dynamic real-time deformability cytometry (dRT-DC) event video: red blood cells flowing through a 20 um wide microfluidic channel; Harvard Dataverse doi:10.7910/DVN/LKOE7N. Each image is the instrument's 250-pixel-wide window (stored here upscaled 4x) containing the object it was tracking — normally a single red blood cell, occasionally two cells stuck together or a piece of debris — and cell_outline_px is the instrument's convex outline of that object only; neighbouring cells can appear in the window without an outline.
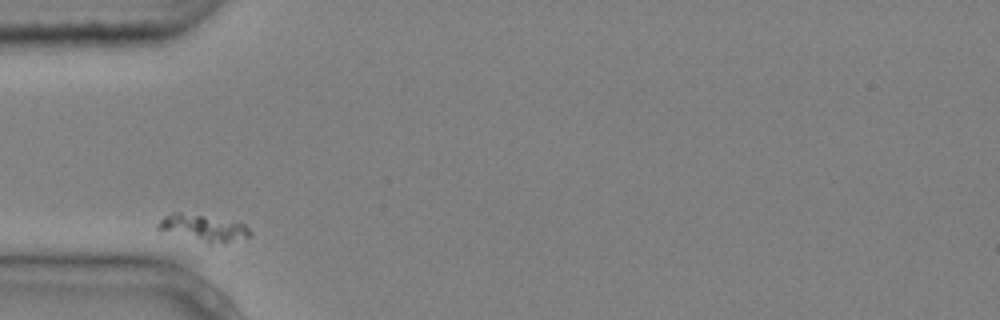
{"species": "common noctule bat (a hibernating species)", "species_latin": "Nyctalus noctula", "temperature_condition": "cold", "stored_images_in_passage": 3, "camera_frame_rate_fps": 3000, "um_per_image_px": 0.085, "animal": {"sex": "male", "body_mass_g": 20.4}, "frame": {"image": 1, "passage_image": 1, "time_ms": 0.0, "image_size_px": [1000, 320], "cell_outline_px": [[252, 236], [208, 244], [156, 228], [156, 224], [164, 216], [172, 212], [180, 212], [204, 216], [244, 224], [252, 232]], "centroid_in_image_um": [17.23, 19.36], "position_along_channel_um": 67.8, "area_um2": 13.76}}
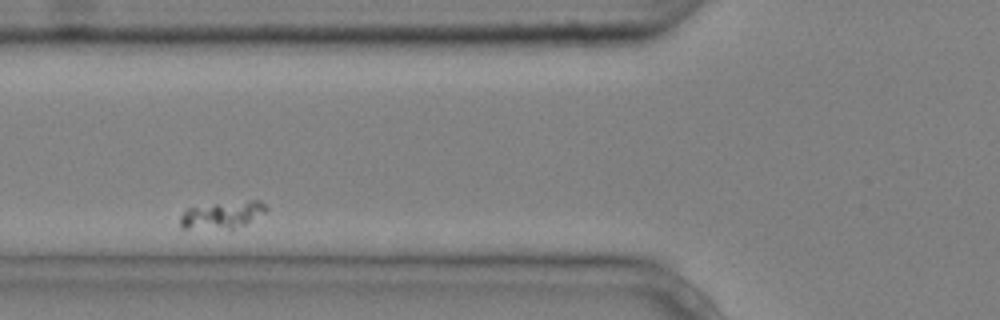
{"frame": {"image": 2, "passage_image": 2, "time_ms": 0.333, "image_size_px": [1000, 320], "cell_outline_px": [[268, 208], [264, 212], [244, 224], [232, 228], [180, 228], [180, 216], [188, 208], [216, 204], [252, 200], [260, 200]], "centroid_in_image_um": [18.87, 18.26], "position_along_channel_um": 106.9, "area_um2": 13.01}}